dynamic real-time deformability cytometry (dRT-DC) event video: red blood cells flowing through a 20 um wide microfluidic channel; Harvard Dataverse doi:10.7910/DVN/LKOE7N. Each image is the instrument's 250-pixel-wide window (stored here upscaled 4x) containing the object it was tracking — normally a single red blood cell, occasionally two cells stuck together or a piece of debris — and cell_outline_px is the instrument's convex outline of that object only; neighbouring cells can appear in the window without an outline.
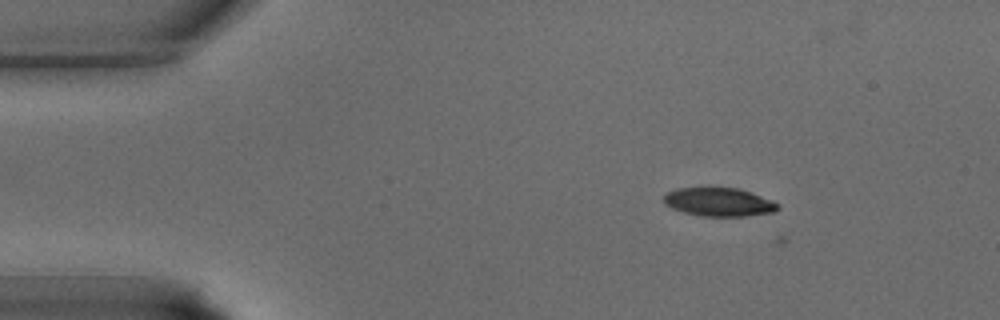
{"species": "common noctule bat (a hibernating species)", "species_latin": "Nyctalus noctula", "temperature_condition": "warm", "stored_images_in_passage": 3, "camera_frame_rate_fps": 3000, "um_per_image_px": 0.085, "animal": {"sex": "male", "body_mass_g": 15.6}, "frame": {"image": 1, "passage_image": 2, "time_ms": 0.333, "image_size_px": [1000, 320], "cell_outline_px": [[780, 208], [772, 212], [748, 216], [704, 216], [684, 212], [672, 208], [664, 204], [664, 196], [668, 192], [676, 188], [708, 184], [740, 188], [752, 192], [772, 200], [780, 204]], "centroid_in_image_um": [61.1, 17.11], "position_along_channel_um": 23.9, "area_um2": 19.88}}